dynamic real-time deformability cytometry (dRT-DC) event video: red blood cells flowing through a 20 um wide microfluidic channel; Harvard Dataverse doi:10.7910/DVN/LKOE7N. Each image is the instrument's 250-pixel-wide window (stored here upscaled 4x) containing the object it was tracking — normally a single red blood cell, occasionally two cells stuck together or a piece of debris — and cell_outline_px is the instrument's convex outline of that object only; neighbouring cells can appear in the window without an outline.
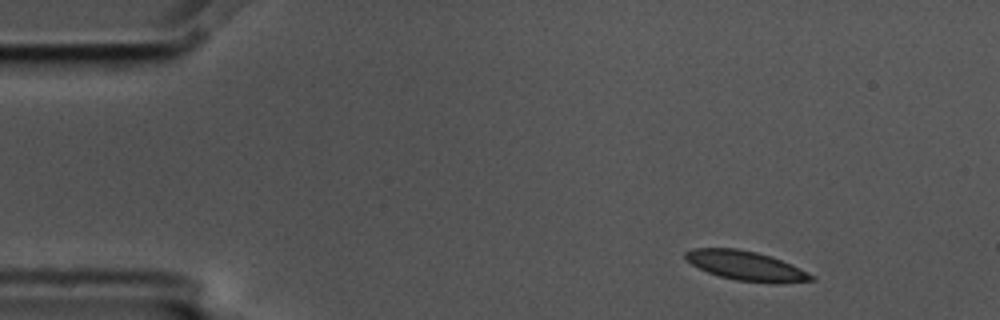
{"species": "common noctule bat (a hibernating species)", "species_latin": "Nyctalus noctula", "temperature_condition": "cold", "stored_images_in_passage": 3, "camera_frame_rate_fps": 3000, "um_per_image_px": 0.085, "animal": {"sex": "male", "body_mass_g": 17.5, "forearm_length_mm": 52.3}, "frame": {"image": 1, "passage_image": 1, "time_ms": 0.0, "image_size_px": [1000, 320], "cell_outline_px": [[816, 280], [776, 284], [736, 280], [720, 276], [708, 272], [692, 264], [684, 256], [684, 252], [692, 248], [736, 248], [756, 252], [792, 264], [816, 276]], "centroid_in_image_um": [63.45, 22.6], "position_along_channel_um": 21.6, "area_um2": 21.56}}